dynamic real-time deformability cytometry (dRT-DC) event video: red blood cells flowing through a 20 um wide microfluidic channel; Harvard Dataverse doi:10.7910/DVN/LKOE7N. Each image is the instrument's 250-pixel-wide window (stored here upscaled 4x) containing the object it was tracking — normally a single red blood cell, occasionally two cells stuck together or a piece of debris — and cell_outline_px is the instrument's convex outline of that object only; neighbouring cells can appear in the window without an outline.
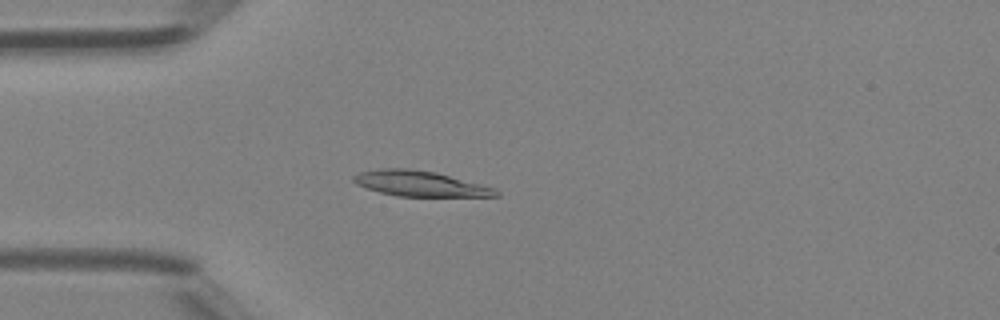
{"species": "Egyptian fruit bat (a non-hibernating species)", "species_latin": "Rousettus aegyptiacus", "temperature_condition": "room temperature", "stored_images_in_passage": 41, "camera_frame_rate_fps": 3000, "um_per_image_px": 0.085, "animal": {"sex": "female"}, "frame": {"image": 1, "passage_image": 7, "time_ms": 2.0, "image_size_px": [1000, 320], "cell_outline_px": [[500, 196], [396, 196], [380, 192], [356, 184], [352, 180], [352, 176], [360, 172], [380, 168], [412, 168], [436, 172], [496, 188], [500, 192]], "centroid_in_image_um": [35.7, 15.6], "position_along_channel_um": 49.3, "area_um2": 21.1}}
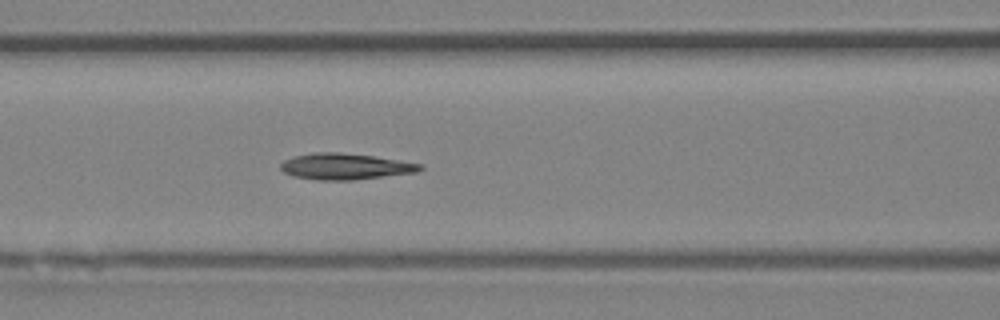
{"frame": {"image": 2, "passage_image": 14, "time_ms": 4.333, "image_size_px": [1000, 320], "cell_outline_px": [[424, 168], [416, 172], [352, 180], [316, 180], [292, 176], [284, 172], [280, 168], [280, 164], [284, 160], [296, 156], [316, 152], [340, 152], [372, 156], [424, 164]], "centroid_in_image_um": [29.33, 14.15], "position_along_channel_um": 137.3, "area_um2": 21.15}}
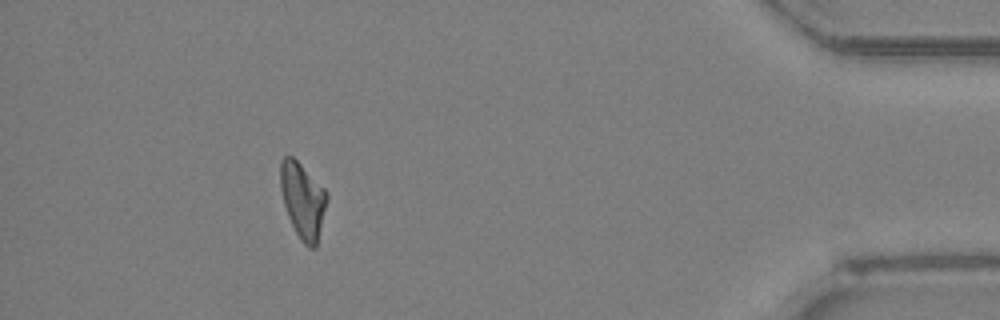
{"frame": {"image": 3, "passage_image": 37, "time_ms": 12.0, "image_size_px": [1000, 320], "cell_outline_px": [[328, 200], [316, 248], [308, 248], [300, 240], [288, 216], [284, 204], [280, 188], [280, 160], [284, 156], [292, 156], [328, 192]], "centroid_in_image_um": [25.74, 17.04], "position_along_channel_um": 409.5, "area_um2": 20.52}, "authors_computed_cell_mechanics": {"area_um2": 20.6924, "velocity_mm_per_s": 4.305, "shape_relaxation_time_tau1_ms": 5.4119, "shape_relaxation_time_tau2_ms": 3.691, "deformation_change_tau1": 0.1581, "deformation_change_tau2": 0.0854}}